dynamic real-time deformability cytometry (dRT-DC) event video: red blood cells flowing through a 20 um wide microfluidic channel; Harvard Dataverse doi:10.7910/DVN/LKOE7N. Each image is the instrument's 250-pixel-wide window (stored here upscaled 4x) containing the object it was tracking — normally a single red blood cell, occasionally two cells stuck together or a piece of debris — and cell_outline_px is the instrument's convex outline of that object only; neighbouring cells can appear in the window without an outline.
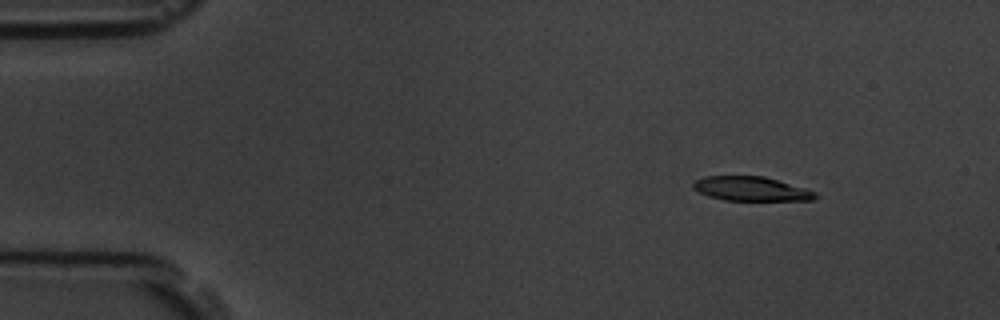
{"species": "common noctule bat (a hibernating species)", "species_latin": "Nyctalus noctula", "temperature_condition": "room temperature", "stored_images_in_passage": 6, "camera_frame_rate_fps": 3000, "um_per_image_px": 0.085, "animal": {"sex": "male", "body_mass_g": 19.5, "forearm_length_mm": 54.6}, "frame": {"image": 1, "passage_image": 2, "time_ms": 1.0, "image_size_px": [1000, 320], "cell_outline_px": [[820, 196], [812, 200], [724, 200], [708, 196], [692, 188], [692, 184], [696, 180], [704, 176], [764, 176], [804, 188], [816, 192]], "centroid_in_image_um": [63.84, 16.05], "position_along_channel_um": 21.2, "area_um2": 17.17}}
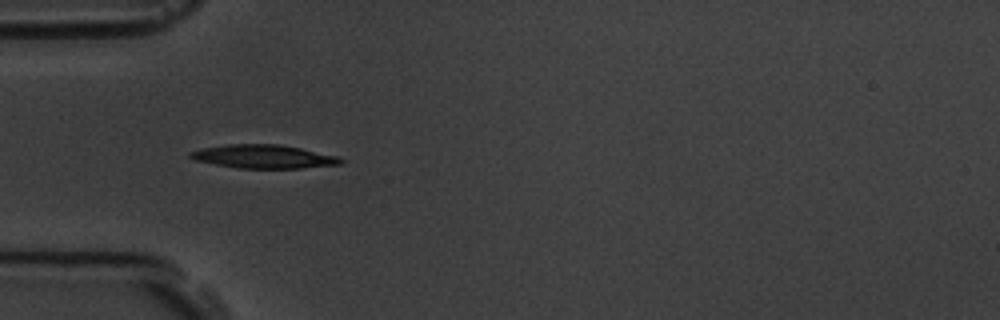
{"frame": {"image": 2, "passage_image": 5, "time_ms": 4.333, "image_size_px": [1000, 320], "cell_outline_px": [[344, 160], [340, 164], [300, 168], [236, 168], [196, 160], [188, 156], [188, 152], [204, 148], [228, 144], [276, 144], [300, 148], [340, 156]], "centroid_in_image_um": [22.43, 13.3], "position_along_channel_um": 62.6, "area_um2": 20.46}}
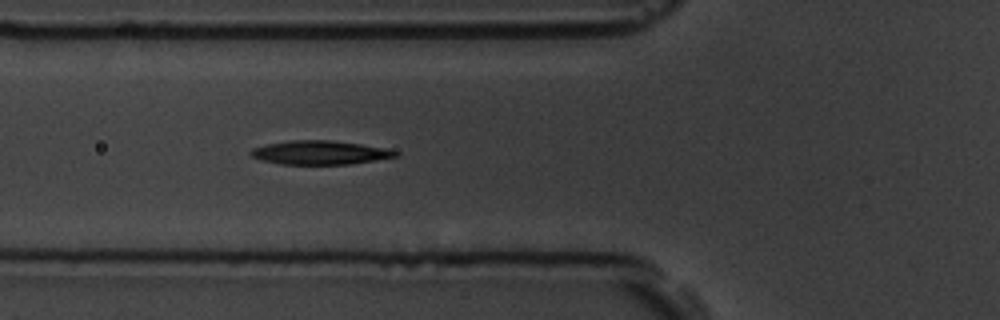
{"frame": {"image": 3, "passage_image": 6, "time_ms": 5.333, "image_size_px": [1000, 320], "cell_outline_px": [[400, 156], [376, 160], [348, 164], [280, 164], [260, 160], [252, 156], [248, 152], [252, 148], [268, 144], [292, 140], [328, 140], [360, 144], [384, 148], [400, 152]], "centroid_in_image_um": [27.19, 12.97], "position_along_channel_um": 98.6, "area_um2": 20.0}}